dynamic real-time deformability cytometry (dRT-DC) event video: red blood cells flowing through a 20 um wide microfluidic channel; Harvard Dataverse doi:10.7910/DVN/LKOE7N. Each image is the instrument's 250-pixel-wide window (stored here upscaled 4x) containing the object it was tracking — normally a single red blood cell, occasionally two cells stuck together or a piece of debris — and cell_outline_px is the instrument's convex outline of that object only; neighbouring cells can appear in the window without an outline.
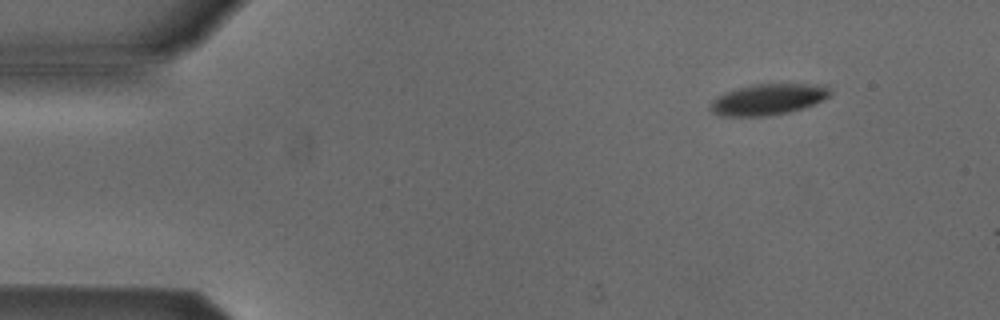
{"species": "Egyptian fruit bat (a non-hibernating species)", "species_latin": "Rousettus aegyptiacus", "temperature_condition": "cold", "stored_images_in_passage": 4, "camera_frame_rate_fps": 3000, "um_per_image_px": 0.085, "animal": {"sex": "male"}, "frame": {"image": 1, "passage_image": 1, "time_ms": 0.0, "image_size_px": [1000, 320], "cell_outline_px": [[832, 92], [824, 100], [804, 108], [788, 112], [764, 116], [720, 116], [712, 112], [708, 108], [712, 100], [716, 96], [724, 92], [736, 88], [752, 84], [828, 84]], "centroid_in_image_um": [65.28, 8.44], "position_along_channel_um": 19.7, "area_um2": 22.02}}